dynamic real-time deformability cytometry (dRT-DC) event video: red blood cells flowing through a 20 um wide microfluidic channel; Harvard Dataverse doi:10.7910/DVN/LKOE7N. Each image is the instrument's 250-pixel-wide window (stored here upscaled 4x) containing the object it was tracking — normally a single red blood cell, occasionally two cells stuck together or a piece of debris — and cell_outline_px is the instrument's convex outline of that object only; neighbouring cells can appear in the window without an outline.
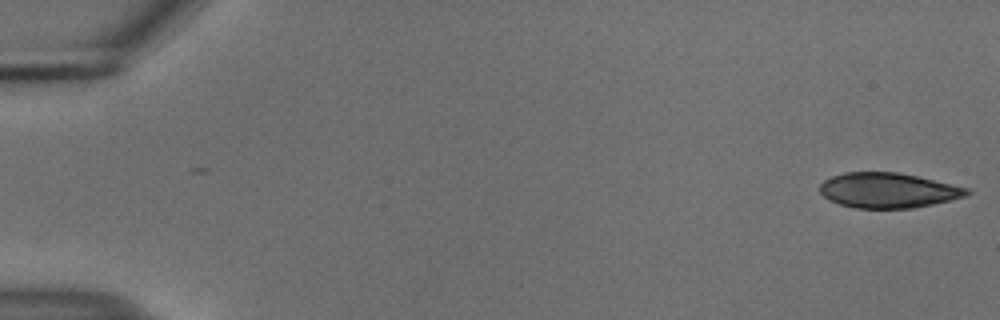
{"species": "common noctule bat (a hibernating species)", "species_latin": "Nyctalus noctula", "temperature_condition": "cold", "stored_images_in_passage": 52, "camera_frame_rate_fps": 3000, "um_per_image_px": 0.085, "animal": {"sex": "male", "body_mass_g": 18.8}, "frame": {"image": 1, "passage_image": 1, "time_ms": 0.0, "image_size_px": [1000, 320], "cell_outline_px": [[972, 192], [968, 196], [932, 204], [912, 208], [856, 208], [840, 204], [824, 196], [820, 192], [820, 184], [824, 180], [832, 176], [844, 172], [896, 172], [916, 176], [968, 188]], "centroid_in_image_um": [75.49, 16.18], "position_along_channel_um": 9.5, "area_um2": 29.82}}